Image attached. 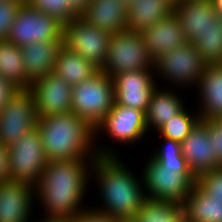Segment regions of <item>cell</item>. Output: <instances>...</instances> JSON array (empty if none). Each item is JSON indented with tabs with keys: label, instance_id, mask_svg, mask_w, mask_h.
Here are the masks:
<instances>
[{
	"label": "cell",
	"instance_id": "44",
	"mask_svg": "<svg viewBox=\"0 0 222 222\" xmlns=\"http://www.w3.org/2000/svg\"><path fill=\"white\" fill-rule=\"evenodd\" d=\"M216 122L220 125V127L222 128V116L219 117Z\"/></svg>",
	"mask_w": 222,
	"mask_h": 222
},
{
	"label": "cell",
	"instance_id": "11",
	"mask_svg": "<svg viewBox=\"0 0 222 222\" xmlns=\"http://www.w3.org/2000/svg\"><path fill=\"white\" fill-rule=\"evenodd\" d=\"M35 100L29 89H18L0 111V142L9 147L37 127Z\"/></svg>",
	"mask_w": 222,
	"mask_h": 222
},
{
	"label": "cell",
	"instance_id": "40",
	"mask_svg": "<svg viewBox=\"0 0 222 222\" xmlns=\"http://www.w3.org/2000/svg\"><path fill=\"white\" fill-rule=\"evenodd\" d=\"M212 4L220 17L222 15V0H212Z\"/></svg>",
	"mask_w": 222,
	"mask_h": 222
},
{
	"label": "cell",
	"instance_id": "17",
	"mask_svg": "<svg viewBox=\"0 0 222 222\" xmlns=\"http://www.w3.org/2000/svg\"><path fill=\"white\" fill-rule=\"evenodd\" d=\"M141 36L153 61L161 55L187 43L185 32L174 12L165 19L159 20L152 26L144 29L141 32Z\"/></svg>",
	"mask_w": 222,
	"mask_h": 222
},
{
	"label": "cell",
	"instance_id": "25",
	"mask_svg": "<svg viewBox=\"0 0 222 222\" xmlns=\"http://www.w3.org/2000/svg\"><path fill=\"white\" fill-rule=\"evenodd\" d=\"M99 69L79 54L62 45L56 56L54 73L72 87L90 78Z\"/></svg>",
	"mask_w": 222,
	"mask_h": 222
},
{
	"label": "cell",
	"instance_id": "16",
	"mask_svg": "<svg viewBox=\"0 0 222 222\" xmlns=\"http://www.w3.org/2000/svg\"><path fill=\"white\" fill-rule=\"evenodd\" d=\"M35 189L24 183H0V222H29Z\"/></svg>",
	"mask_w": 222,
	"mask_h": 222
},
{
	"label": "cell",
	"instance_id": "27",
	"mask_svg": "<svg viewBox=\"0 0 222 222\" xmlns=\"http://www.w3.org/2000/svg\"><path fill=\"white\" fill-rule=\"evenodd\" d=\"M138 222H185L184 205L146 198L135 217Z\"/></svg>",
	"mask_w": 222,
	"mask_h": 222
},
{
	"label": "cell",
	"instance_id": "22",
	"mask_svg": "<svg viewBox=\"0 0 222 222\" xmlns=\"http://www.w3.org/2000/svg\"><path fill=\"white\" fill-rule=\"evenodd\" d=\"M127 29L142 32L174 12L167 0H135L128 6Z\"/></svg>",
	"mask_w": 222,
	"mask_h": 222
},
{
	"label": "cell",
	"instance_id": "31",
	"mask_svg": "<svg viewBox=\"0 0 222 222\" xmlns=\"http://www.w3.org/2000/svg\"><path fill=\"white\" fill-rule=\"evenodd\" d=\"M25 2L32 8L56 19L63 26L80 15L70 0H25Z\"/></svg>",
	"mask_w": 222,
	"mask_h": 222
},
{
	"label": "cell",
	"instance_id": "2",
	"mask_svg": "<svg viewBox=\"0 0 222 222\" xmlns=\"http://www.w3.org/2000/svg\"><path fill=\"white\" fill-rule=\"evenodd\" d=\"M37 129L47 161L94 160L96 156L120 155L116 154L115 148L110 150L105 146L102 148L101 144L96 145L95 129L73 112L40 117Z\"/></svg>",
	"mask_w": 222,
	"mask_h": 222
},
{
	"label": "cell",
	"instance_id": "43",
	"mask_svg": "<svg viewBox=\"0 0 222 222\" xmlns=\"http://www.w3.org/2000/svg\"><path fill=\"white\" fill-rule=\"evenodd\" d=\"M121 1H123V3L128 7L135 0H121Z\"/></svg>",
	"mask_w": 222,
	"mask_h": 222
},
{
	"label": "cell",
	"instance_id": "12",
	"mask_svg": "<svg viewBox=\"0 0 222 222\" xmlns=\"http://www.w3.org/2000/svg\"><path fill=\"white\" fill-rule=\"evenodd\" d=\"M104 131L108 133L107 137L109 135L110 139L116 142L137 143L149 132L146 125V114L141 110L114 103L112 110L96 127L95 139L97 140L98 133L102 134Z\"/></svg>",
	"mask_w": 222,
	"mask_h": 222
},
{
	"label": "cell",
	"instance_id": "35",
	"mask_svg": "<svg viewBox=\"0 0 222 222\" xmlns=\"http://www.w3.org/2000/svg\"><path fill=\"white\" fill-rule=\"evenodd\" d=\"M77 222H117V219L99 212L93 209V207L91 209L87 207L86 210L77 216Z\"/></svg>",
	"mask_w": 222,
	"mask_h": 222
},
{
	"label": "cell",
	"instance_id": "21",
	"mask_svg": "<svg viewBox=\"0 0 222 222\" xmlns=\"http://www.w3.org/2000/svg\"><path fill=\"white\" fill-rule=\"evenodd\" d=\"M62 45L63 41H41L21 48L26 78L31 83L54 72L56 56Z\"/></svg>",
	"mask_w": 222,
	"mask_h": 222
},
{
	"label": "cell",
	"instance_id": "30",
	"mask_svg": "<svg viewBox=\"0 0 222 222\" xmlns=\"http://www.w3.org/2000/svg\"><path fill=\"white\" fill-rule=\"evenodd\" d=\"M200 120L199 112L191 114L184 107L175 117L161 126L156 132L160 134V137L182 142Z\"/></svg>",
	"mask_w": 222,
	"mask_h": 222
},
{
	"label": "cell",
	"instance_id": "23",
	"mask_svg": "<svg viewBox=\"0 0 222 222\" xmlns=\"http://www.w3.org/2000/svg\"><path fill=\"white\" fill-rule=\"evenodd\" d=\"M183 100L173 90L156 88L148 105L146 125L149 131L158 130L175 117L183 108Z\"/></svg>",
	"mask_w": 222,
	"mask_h": 222
},
{
	"label": "cell",
	"instance_id": "39",
	"mask_svg": "<svg viewBox=\"0 0 222 222\" xmlns=\"http://www.w3.org/2000/svg\"><path fill=\"white\" fill-rule=\"evenodd\" d=\"M91 0H70L71 4L81 12Z\"/></svg>",
	"mask_w": 222,
	"mask_h": 222
},
{
	"label": "cell",
	"instance_id": "1",
	"mask_svg": "<svg viewBox=\"0 0 222 222\" xmlns=\"http://www.w3.org/2000/svg\"><path fill=\"white\" fill-rule=\"evenodd\" d=\"M92 163L93 160L72 159L47 162L35 188V197L41 202L45 217L76 218L87 209L81 203Z\"/></svg>",
	"mask_w": 222,
	"mask_h": 222
},
{
	"label": "cell",
	"instance_id": "6",
	"mask_svg": "<svg viewBox=\"0 0 222 222\" xmlns=\"http://www.w3.org/2000/svg\"><path fill=\"white\" fill-rule=\"evenodd\" d=\"M8 154L10 180L35 189L48 162L37 127L10 145Z\"/></svg>",
	"mask_w": 222,
	"mask_h": 222
},
{
	"label": "cell",
	"instance_id": "9",
	"mask_svg": "<svg viewBox=\"0 0 222 222\" xmlns=\"http://www.w3.org/2000/svg\"><path fill=\"white\" fill-rule=\"evenodd\" d=\"M63 25L26 2L17 12L7 40L23 48L34 42L63 41Z\"/></svg>",
	"mask_w": 222,
	"mask_h": 222
},
{
	"label": "cell",
	"instance_id": "20",
	"mask_svg": "<svg viewBox=\"0 0 222 222\" xmlns=\"http://www.w3.org/2000/svg\"><path fill=\"white\" fill-rule=\"evenodd\" d=\"M196 87L201 120L216 121L222 116V66L207 65Z\"/></svg>",
	"mask_w": 222,
	"mask_h": 222
},
{
	"label": "cell",
	"instance_id": "36",
	"mask_svg": "<svg viewBox=\"0 0 222 222\" xmlns=\"http://www.w3.org/2000/svg\"><path fill=\"white\" fill-rule=\"evenodd\" d=\"M10 180L8 147L0 142V183Z\"/></svg>",
	"mask_w": 222,
	"mask_h": 222
},
{
	"label": "cell",
	"instance_id": "8",
	"mask_svg": "<svg viewBox=\"0 0 222 222\" xmlns=\"http://www.w3.org/2000/svg\"><path fill=\"white\" fill-rule=\"evenodd\" d=\"M142 170L146 198L183 204L196 184L194 175H184L177 170L164 169L156 160L148 159Z\"/></svg>",
	"mask_w": 222,
	"mask_h": 222
},
{
	"label": "cell",
	"instance_id": "19",
	"mask_svg": "<svg viewBox=\"0 0 222 222\" xmlns=\"http://www.w3.org/2000/svg\"><path fill=\"white\" fill-rule=\"evenodd\" d=\"M127 9L121 0H91L79 16L87 23L113 35L127 29Z\"/></svg>",
	"mask_w": 222,
	"mask_h": 222
},
{
	"label": "cell",
	"instance_id": "33",
	"mask_svg": "<svg viewBox=\"0 0 222 222\" xmlns=\"http://www.w3.org/2000/svg\"><path fill=\"white\" fill-rule=\"evenodd\" d=\"M196 183L215 200L222 203V167L212 169L196 179Z\"/></svg>",
	"mask_w": 222,
	"mask_h": 222
},
{
	"label": "cell",
	"instance_id": "3",
	"mask_svg": "<svg viewBox=\"0 0 222 222\" xmlns=\"http://www.w3.org/2000/svg\"><path fill=\"white\" fill-rule=\"evenodd\" d=\"M103 206L94 208L112 218H133L146 199L143 180L137 178L120 156H96L91 165Z\"/></svg>",
	"mask_w": 222,
	"mask_h": 222
},
{
	"label": "cell",
	"instance_id": "42",
	"mask_svg": "<svg viewBox=\"0 0 222 222\" xmlns=\"http://www.w3.org/2000/svg\"><path fill=\"white\" fill-rule=\"evenodd\" d=\"M167 1L175 7L179 3H181L183 0H167Z\"/></svg>",
	"mask_w": 222,
	"mask_h": 222
},
{
	"label": "cell",
	"instance_id": "32",
	"mask_svg": "<svg viewBox=\"0 0 222 222\" xmlns=\"http://www.w3.org/2000/svg\"><path fill=\"white\" fill-rule=\"evenodd\" d=\"M25 0H0V41L7 40L17 12Z\"/></svg>",
	"mask_w": 222,
	"mask_h": 222
},
{
	"label": "cell",
	"instance_id": "15",
	"mask_svg": "<svg viewBox=\"0 0 222 222\" xmlns=\"http://www.w3.org/2000/svg\"><path fill=\"white\" fill-rule=\"evenodd\" d=\"M181 152L196 178L207 171L219 168L209 139L207 120H200L181 142Z\"/></svg>",
	"mask_w": 222,
	"mask_h": 222
},
{
	"label": "cell",
	"instance_id": "26",
	"mask_svg": "<svg viewBox=\"0 0 222 222\" xmlns=\"http://www.w3.org/2000/svg\"><path fill=\"white\" fill-rule=\"evenodd\" d=\"M0 76L18 89H29L21 48L9 40L0 41Z\"/></svg>",
	"mask_w": 222,
	"mask_h": 222
},
{
	"label": "cell",
	"instance_id": "14",
	"mask_svg": "<svg viewBox=\"0 0 222 222\" xmlns=\"http://www.w3.org/2000/svg\"><path fill=\"white\" fill-rule=\"evenodd\" d=\"M73 87L54 72L31 83L38 118L72 112Z\"/></svg>",
	"mask_w": 222,
	"mask_h": 222
},
{
	"label": "cell",
	"instance_id": "28",
	"mask_svg": "<svg viewBox=\"0 0 222 222\" xmlns=\"http://www.w3.org/2000/svg\"><path fill=\"white\" fill-rule=\"evenodd\" d=\"M202 60L207 65L219 64L222 59V23L218 19L214 26L204 31L193 42Z\"/></svg>",
	"mask_w": 222,
	"mask_h": 222
},
{
	"label": "cell",
	"instance_id": "10",
	"mask_svg": "<svg viewBox=\"0 0 222 222\" xmlns=\"http://www.w3.org/2000/svg\"><path fill=\"white\" fill-rule=\"evenodd\" d=\"M110 36L80 16L63 27V45L84 57L99 70L104 67Z\"/></svg>",
	"mask_w": 222,
	"mask_h": 222
},
{
	"label": "cell",
	"instance_id": "4",
	"mask_svg": "<svg viewBox=\"0 0 222 222\" xmlns=\"http://www.w3.org/2000/svg\"><path fill=\"white\" fill-rule=\"evenodd\" d=\"M114 94L113 78L98 70L90 78L73 86L72 112L96 129L112 110Z\"/></svg>",
	"mask_w": 222,
	"mask_h": 222
},
{
	"label": "cell",
	"instance_id": "18",
	"mask_svg": "<svg viewBox=\"0 0 222 222\" xmlns=\"http://www.w3.org/2000/svg\"><path fill=\"white\" fill-rule=\"evenodd\" d=\"M174 13L185 32L187 42L193 43L219 19L212 1L183 0L174 7Z\"/></svg>",
	"mask_w": 222,
	"mask_h": 222
},
{
	"label": "cell",
	"instance_id": "29",
	"mask_svg": "<svg viewBox=\"0 0 222 222\" xmlns=\"http://www.w3.org/2000/svg\"><path fill=\"white\" fill-rule=\"evenodd\" d=\"M163 144L156 152L151 154V158L159 162L164 169L177 170L184 175H194L188 168L187 162L181 152V142L162 137Z\"/></svg>",
	"mask_w": 222,
	"mask_h": 222
},
{
	"label": "cell",
	"instance_id": "7",
	"mask_svg": "<svg viewBox=\"0 0 222 222\" xmlns=\"http://www.w3.org/2000/svg\"><path fill=\"white\" fill-rule=\"evenodd\" d=\"M206 67L207 64L202 60L200 53L190 42L178 46L154 61L155 75L168 79V83L180 89L196 87Z\"/></svg>",
	"mask_w": 222,
	"mask_h": 222
},
{
	"label": "cell",
	"instance_id": "24",
	"mask_svg": "<svg viewBox=\"0 0 222 222\" xmlns=\"http://www.w3.org/2000/svg\"><path fill=\"white\" fill-rule=\"evenodd\" d=\"M183 205L185 222H222V203L207 194L197 183Z\"/></svg>",
	"mask_w": 222,
	"mask_h": 222
},
{
	"label": "cell",
	"instance_id": "13",
	"mask_svg": "<svg viewBox=\"0 0 222 222\" xmlns=\"http://www.w3.org/2000/svg\"><path fill=\"white\" fill-rule=\"evenodd\" d=\"M154 70H136L113 77L115 104L147 112L157 88Z\"/></svg>",
	"mask_w": 222,
	"mask_h": 222
},
{
	"label": "cell",
	"instance_id": "38",
	"mask_svg": "<svg viewBox=\"0 0 222 222\" xmlns=\"http://www.w3.org/2000/svg\"><path fill=\"white\" fill-rule=\"evenodd\" d=\"M34 222H77L76 218H58V217H44L42 215L41 220H35Z\"/></svg>",
	"mask_w": 222,
	"mask_h": 222
},
{
	"label": "cell",
	"instance_id": "37",
	"mask_svg": "<svg viewBox=\"0 0 222 222\" xmlns=\"http://www.w3.org/2000/svg\"><path fill=\"white\" fill-rule=\"evenodd\" d=\"M17 90L18 88L0 76V111Z\"/></svg>",
	"mask_w": 222,
	"mask_h": 222
},
{
	"label": "cell",
	"instance_id": "34",
	"mask_svg": "<svg viewBox=\"0 0 222 222\" xmlns=\"http://www.w3.org/2000/svg\"><path fill=\"white\" fill-rule=\"evenodd\" d=\"M208 134L219 167H222V128L216 121H208Z\"/></svg>",
	"mask_w": 222,
	"mask_h": 222
},
{
	"label": "cell",
	"instance_id": "5",
	"mask_svg": "<svg viewBox=\"0 0 222 222\" xmlns=\"http://www.w3.org/2000/svg\"><path fill=\"white\" fill-rule=\"evenodd\" d=\"M103 72L113 78L117 74L136 70H154L141 32L124 30L110 36Z\"/></svg>",
	"mask_w": 222,
	"mask_h": 222
},
{
	"label": "cell",
	"instance_id": "41",
	"mask_svg": "<svg viewBox=\"0 0 222 222\" xmlns=\"http://www.w3.org/2000/svg\"><path fill=\"white\" fill-rule=\"evenodd\" d=\"M117 222H138V220L133 217V218H121L117 219Z\"/></svg>",
	"mask_w": 222,
	"mask_h": 222
}]
</instances>
